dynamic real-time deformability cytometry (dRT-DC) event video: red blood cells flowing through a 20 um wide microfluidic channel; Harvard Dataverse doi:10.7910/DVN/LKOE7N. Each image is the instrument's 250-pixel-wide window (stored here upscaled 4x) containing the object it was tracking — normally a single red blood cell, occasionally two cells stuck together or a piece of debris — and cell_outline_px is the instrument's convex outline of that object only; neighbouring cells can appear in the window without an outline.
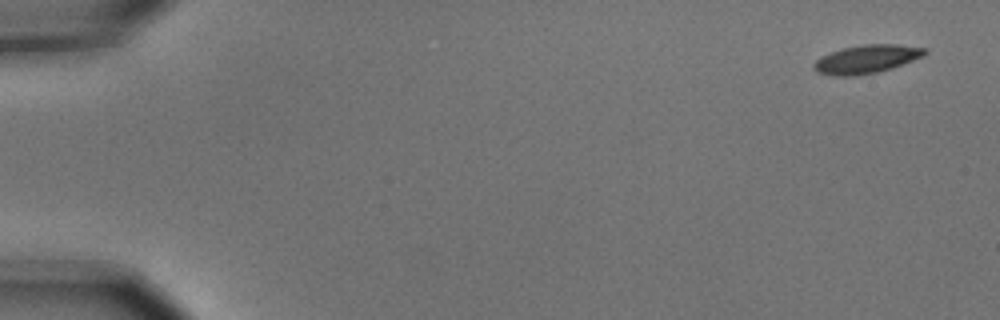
{"species": "common noctule bat (a hibernating species)", "species_latin": "Nyctalus noctula", "temperature_condition": "cold", "stored_images_in_passage": 5, "camera_frame_rate_fps": 3000, "um_per_image_px": 0.085, "animal": {"sex": "male", "body_mass_g": 15.6}, "frame": {"image": 1, "passage_image": 1, "time_ms": 0.0, "image_size_px": [1000, 320], "cell_outline_px": [[928, 52], [924, 56], [892, 68], [876, 72], [852, 76], [836, 76], [816, 72], [812, 68], [812, 64], [820, 56], [844, 48], [864, 44], [896, 44], [928, 48]], "centroid_in_image_um": [73.66, 5.02], "position_along_channel_um": 11.3, "area_um2": 18.38}}
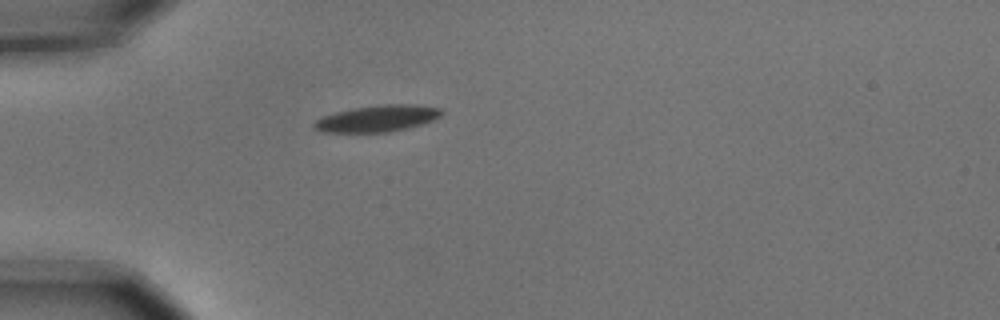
{"frame": {"image": 2, "passage_image": 5, "time_ms": 1.333, "image_size_px": [1000, 320], "cell_outline_px": [[444, 112], [440, 116], [432, 120], [420, 124], [388, 132], [324, 132], [312, 128], [312, 124], [320, 116], [352, 108], [380, 104], [412, 104], [440, 108]], "centroid_in_image_um": [32.02, 10.06], "position_along_channel_um": 53.0, "area_um2": 19.65}}